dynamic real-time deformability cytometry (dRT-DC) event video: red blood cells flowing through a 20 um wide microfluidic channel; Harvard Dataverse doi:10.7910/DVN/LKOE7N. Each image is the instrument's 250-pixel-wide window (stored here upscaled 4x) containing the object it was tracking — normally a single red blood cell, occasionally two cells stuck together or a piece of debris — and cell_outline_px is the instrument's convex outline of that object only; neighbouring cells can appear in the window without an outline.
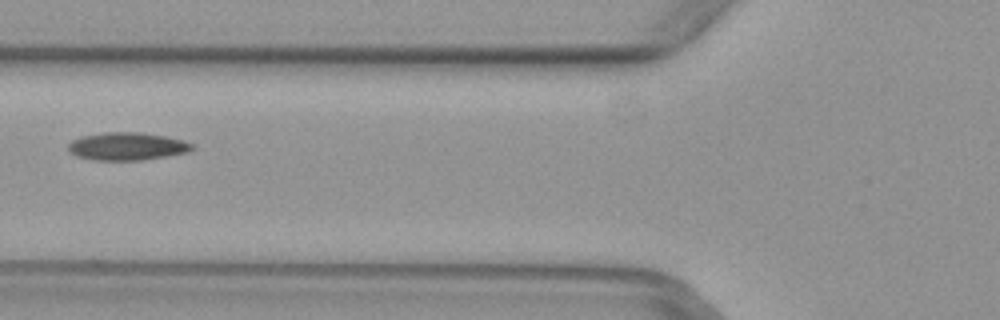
{"species": "common noctule bat (a hibernating species)", "species_latin": "Nyctalus noctula", "temperature_condition": "warm", "stored_images_in_passage": 3, "camera_frame_rate_fps": 3000, "um_per_image_px": 0.085, "animal": {"sex": "female", "body_mass_g": 29.2, "forearm_length_mm": 56.3}, "frame": {"image": 1, "passage_image": 3, "time_ms": 0.667, "image_size_px": [1000, 320], "cell_outline_px": [[196, 148], [188, 152], [140, 160], [92, 160], [76, 156], [68, 148], [68, 144], [72, 140], [80, 136], [104, 132], [140, 132], [164, 136], [184, 140], [196, 144]], "centroid_in_image_um": [10.82, 12.43], "position_along_channel_um": 115.0, "area_um2": 20.17}}